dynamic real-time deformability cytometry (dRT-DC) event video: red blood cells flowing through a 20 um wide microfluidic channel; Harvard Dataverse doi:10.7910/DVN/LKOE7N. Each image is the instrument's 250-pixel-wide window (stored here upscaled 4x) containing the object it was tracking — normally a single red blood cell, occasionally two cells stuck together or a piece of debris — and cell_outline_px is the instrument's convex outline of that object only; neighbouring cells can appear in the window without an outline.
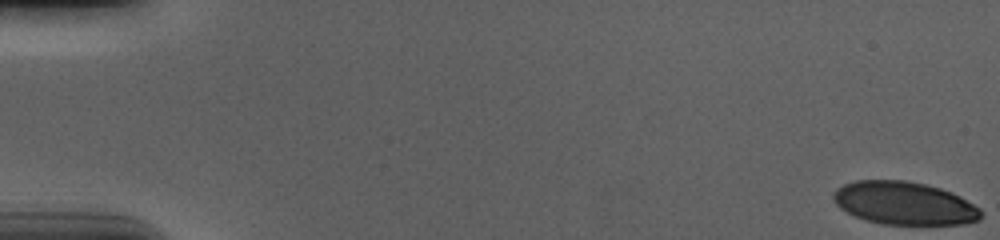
{"species": "human", "species_latin": "Homo sapiens", "temperature_condition": "cold", "stored_images_in_passage": 57, "camera_frame_rate_fps": 3000, "um_per_image_px": 0.085, "donor": {"sex": "male"}, "frame": {"image": 1, "passage_image": 1, "time_ms": 0.0, "image_size_px": [1000, 240], "cell_outline_px": [[984, 212], [980, 220], [964, 224], [884, 224], [864, 220], [840, 208], [832, 200], [832, 192], [836, 188], [844, 184], [856, 180], [904, 180], [924, 184], [940, 188], [952, 192], [960, 196], [980, 208]], "centroid_in_image_um": [76.86, 17.27], "position_along_channel_um": 8.1, "area_um2": 37.17}}
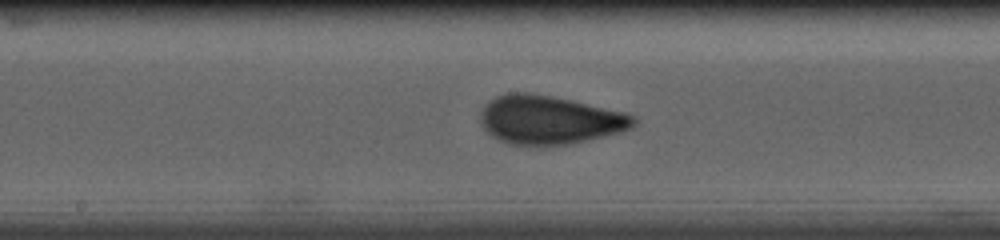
{"frame": {"image": 2, "passage_image": 31, "time_ms": 10.0, "image_size_px": [1000, 240], "cell_outline_px": [[636, 124], [632, 128], [620, 132], [568, 144], [532, 148], [508, 144], [492, 136], [480, 124], [480, 112], [488, 100], [496, 96], [508, 92], [528, 92], [552, 96], [624, 112], [636, 116]], "centroid_in_image_um": [46.65, 10.21], "position_along_channel_um": 201.5, "area_um2": 43.99}}
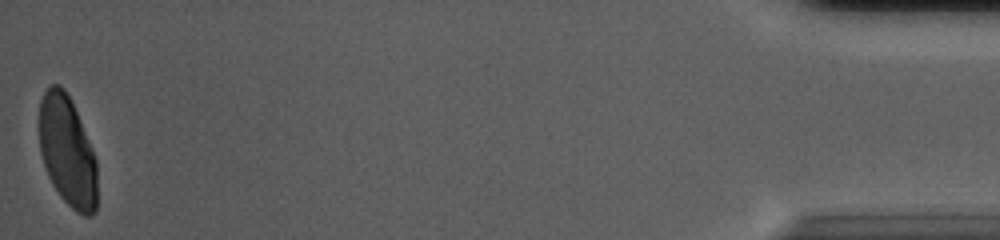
{"frame": {"image": 3, "passage_image": 57, "time_ms": 18.667, "image_size_px": [1000, 240], "cell_outline_px": [[96, 212], [88, 216], [84, 216], [76, 212], [60, 196], [52, 184], [48, 176], [40, 152], [40, 100], [48, 84], [60, 84], [64, 88], [76, 112], [88, 140], [96, 160]], "centroid_in_image_um": [5.71, 12.87], "position_along_channel_um": 429.5, "area_um2": 36.88}, "authors_computed_cell_mechanics": {"area_um2": 40.6912, "velocity_mm_per_s": 3.6763, "shape_relaxation_time_tau1_ms": 4.2029, "shape_relaxation_time_tau2_ms": null, "deformation_change_tau1": 0.1675, "deformation_change_tau2": null}}